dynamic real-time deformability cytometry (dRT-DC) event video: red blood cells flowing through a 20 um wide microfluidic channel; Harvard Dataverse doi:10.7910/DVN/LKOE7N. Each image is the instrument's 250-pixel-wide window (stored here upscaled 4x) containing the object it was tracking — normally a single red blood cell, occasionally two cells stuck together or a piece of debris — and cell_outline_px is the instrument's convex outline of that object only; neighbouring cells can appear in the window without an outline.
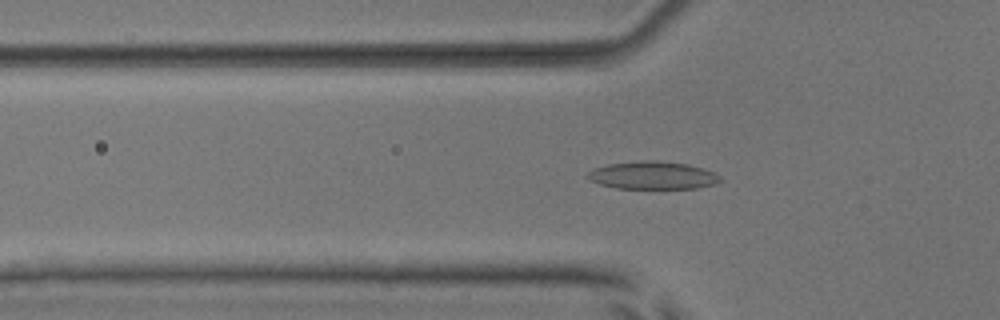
{"species": "common noctule bat (a hibernating species)", "species_latin": "Nyctalus noctula", "temperature_condition": "room temperature", "stored_images_in_passage": 38, "camera_frame_rate_fps": 3000, "um_per_image_px": 0.085, "animal": {"sex": "male", "body_mass_g": 17.9, "forearm_length_mm": 54.2}, "frame": {"image": 1, "passage_image": 9, "time_ms": 2.667, "image_size_px": [1000, 320], "cell_outline_px": [[724, 180], [716, 184], [696, 188], [616, 188], [600, 184], [588, 180], [588, 172], [592, 168], [608, 164], [644, 160], [656, 160], [688, 164], [716, 172]], "centroid_in_image_um": [55.51, 14.9], "position_along_channel_um": 70.3, "area_um2": 21.62}}
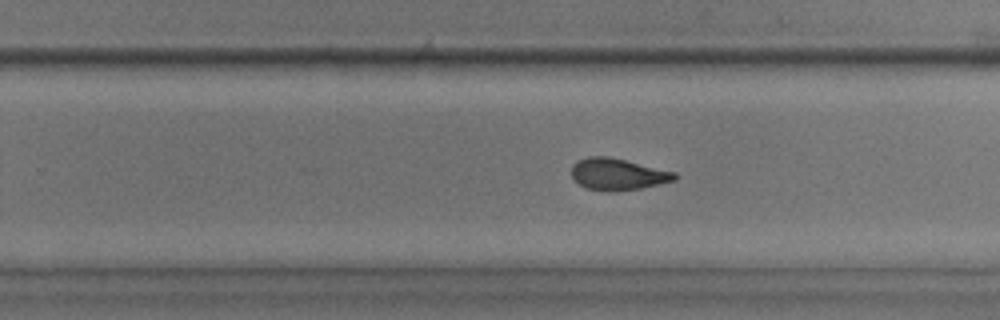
{"frame": {"image": 2, "passage_image": 25, "time_ms": 8.0, "image_size_px": [1000, 320], "cell_outline_px": [[676, 180], [640, 188], [612, 192], [608, 192], [588, 188], [580, 184], [572, 176], [572, 164], [576, 160], [588, 156], [608, 156], [676, 172]], "centroid_in_image_um": [52.49, 14.8], "position_along_channel_um": 277.3, "area_um2": 18.96}}
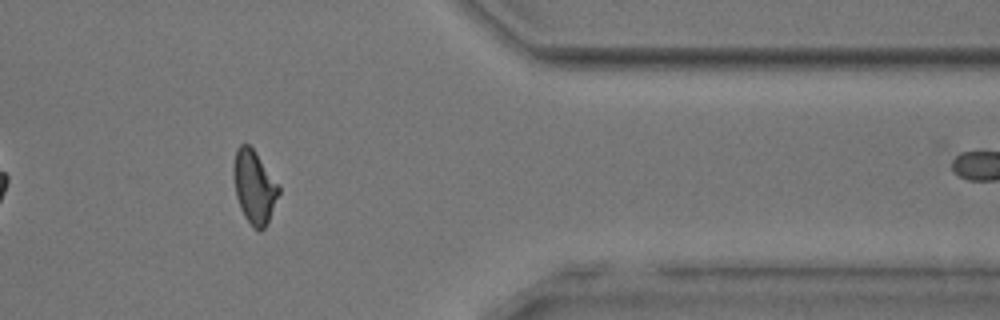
{"frame": {"image": 3, "passage_image": 35, "time_ms": 11.333, "image_size_px": [1000, 320], "cell_outline_px": [[280, 192], [268, 220], [264, 228], [260, 232], [252, 228], [244, 216], [240, 208], [236, 196], [232, 172], [232, 164], [236, 148], [240, 144], [248, 144], [256, 152], [280, 188]], "centroid_in_image_um": [21.57, 15.88], "position_along_channel_um": 389.8, "area_um2": 19.31}, "authors_computed_cell_mechanics": {"area_um2": 19.4497, "velocity_mm_per_s": 3.898, "shape_relaxation_time_tau1_ms": 6.5799, "shape_relaxation_time_tau2_ms": 1.7645, "deformation_change_tau1": 0.1844, "deformation_change_tau2": 0.0723}}